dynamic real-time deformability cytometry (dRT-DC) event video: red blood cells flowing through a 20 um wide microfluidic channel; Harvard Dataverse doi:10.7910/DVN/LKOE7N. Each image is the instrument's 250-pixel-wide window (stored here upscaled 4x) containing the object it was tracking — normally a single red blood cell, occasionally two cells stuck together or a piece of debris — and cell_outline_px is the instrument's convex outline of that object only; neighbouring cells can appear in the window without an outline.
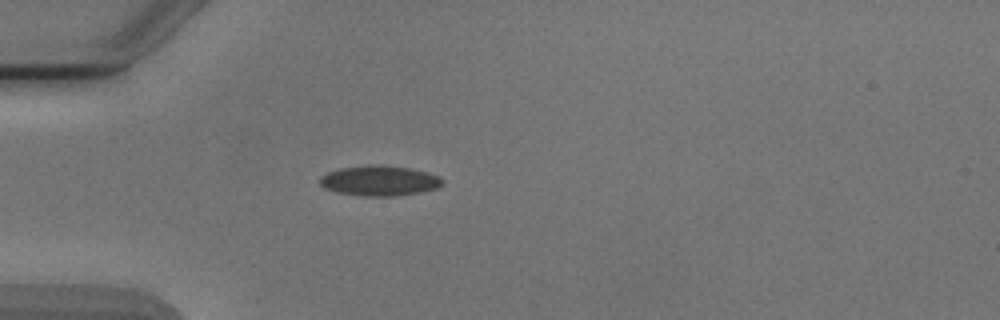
{"species": "Egyptian fruit bat (a non-hibernating species)", "species_latin": "Rousettus aegyptiacus", "temperature_condition": "cold", "stored_images_in_passage": 1, "camera_frame_rate_fps": 3000, "um_per_image_px": 0.085, "animal": {"sex": "male"}, "frame": {"image": 1, "passage_image": 1, "time_ms": 0.0, "image_size_px": [1000, 320], "cell_outline_px": [[444, 184], [436, 188], [420, 192], [396, 196], [360, 196], [336, 192], [324, 188], [320, 184], [320, 176], [328, 172], [340, 168], [408, 168], [440, 176], [444, 180]], "centroid_in_image_um": [32.26, 15.43], "position_along_channel_um": 52.7, "area_um2": 20.58}}